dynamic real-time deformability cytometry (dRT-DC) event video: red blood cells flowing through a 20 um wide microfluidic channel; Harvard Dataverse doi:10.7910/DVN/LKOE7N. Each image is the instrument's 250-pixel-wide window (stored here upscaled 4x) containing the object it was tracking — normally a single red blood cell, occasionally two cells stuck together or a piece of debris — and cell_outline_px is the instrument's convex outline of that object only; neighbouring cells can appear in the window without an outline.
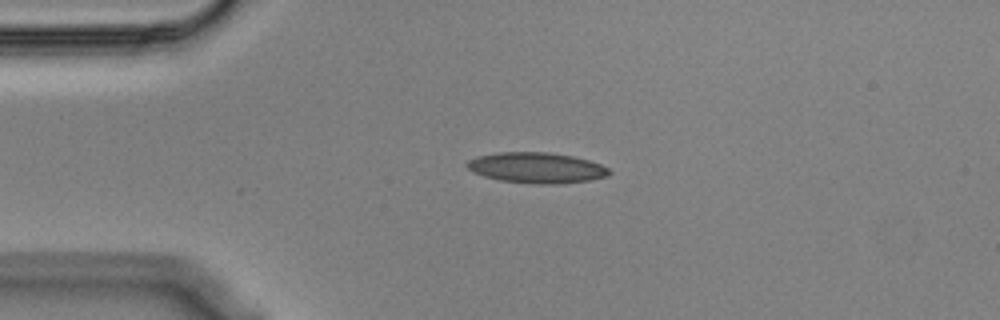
{"species": "Egyptian fruit bat (a non-hibernating species)", "species_latin": "Rousettus aegyptiacus", "temperature_condition": "cold", "stored_images_in_passage": 44, "camera_frame_rate_fps": 3000, "um_per_image_px": 0.085, "animal": {"sex": "male"}, "frame": {"image": 1, "passage_image": 1, "time_ms": 0.0, "image_size_px": [1000, 320], "cell_outline_px": [[612, 172], [608, 176], [588, 180], [560, 184], [536, 184], [500, 180], [484, 176], [472, 172], [464, 164], [468, 160], [476, 156], [496, 152], [548, 152], [572, 156], [588, 160], [600, 164], [608, 168]], "centroid_in_image_um": [45.58, 14.26], "position_along_channel_um": 39.4, "area_um2": 25.49}}
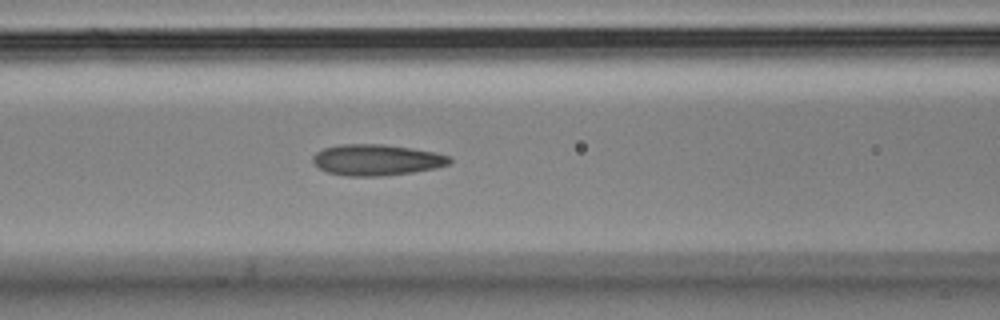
{"frame": {"image": 2, "passage_image": 11, "time_ms": 3.333, "image_size_px": [1000, 320], "cell_outline_px": [[452, 160], [448, 164], [436, 168], [412, 172], [380, 176], [348, 176], [328, 172], [320, 168], [312, 160], [312, 156], [316, 152], [324, 148], [340, 144], [384, 144], [412, 148], [452, 156]], "centroid_in_image_um": [32.02, 13.58], "position_along_channel_um": 134.6, "area_um2": 24.68}}
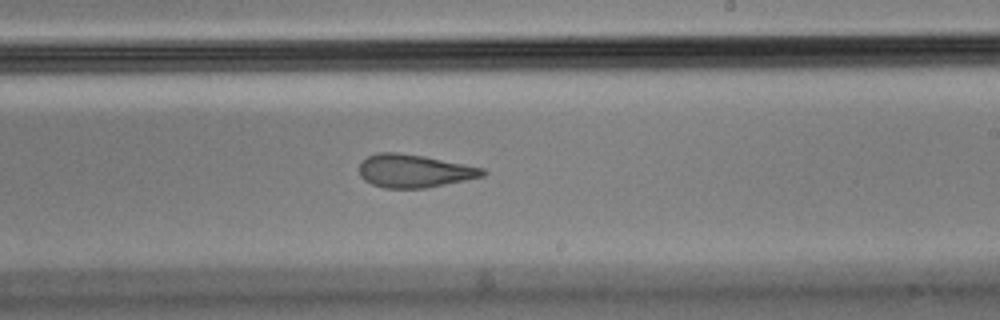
{"frame": {"image": 3, "passage_image": 21, "time_ms": 6.667, "image_size_px": [1000, 320], "cell_outline_px": [[488, 172], [484, 176], [424, 188], [384, 188], [372, 184], [364, 180], [360, 176], [360, 164], [368, 156], [376, 152], [396, 152], [424, 156], [484, 168]], "centroid_in_image_um": [35.2, 14.52], "position_along_channel_um": 253.8, "area_um2": 23.64}, "authors_computed_cell_mechanics": {"area_um2": 24.9118, "velocity_mm_per_s": 3.582, "shape_relaxation_time_tau1_ms": null, "shape_relaxation_time_tau2_ms": 3.0838, "deformation_change_tau1": null, "deformation_change_tau2": 0.1238}}